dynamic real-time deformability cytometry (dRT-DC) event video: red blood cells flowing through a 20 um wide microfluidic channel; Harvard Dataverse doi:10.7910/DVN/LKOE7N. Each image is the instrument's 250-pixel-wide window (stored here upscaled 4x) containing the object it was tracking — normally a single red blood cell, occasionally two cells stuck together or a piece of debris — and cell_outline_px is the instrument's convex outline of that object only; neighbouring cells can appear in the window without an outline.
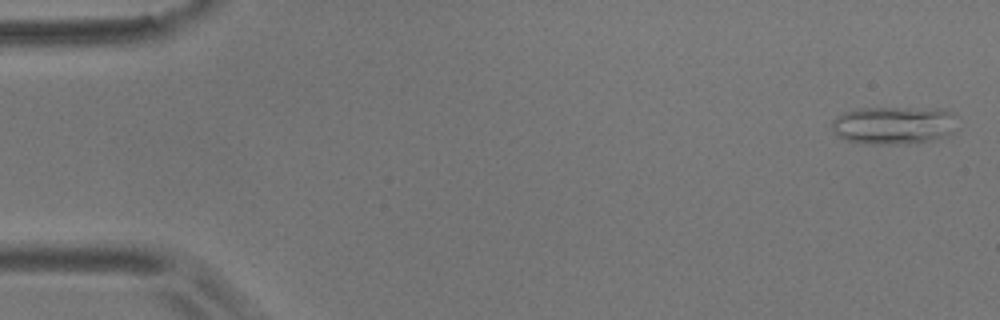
{"species": "common noctule bat (a hibernating species)", "species_latin": "Nyctalus noctula", "temperature_condition": "room temperature", "stored_images_in_passage": 55, "camera_frame_rate_fps": 3000, "um_per_image_px": 0.085, "animal": {"sex": "male", "body_mass_g": 17.9}, "frame": {"image": 1, "passage_image": 1, "time_ms": 0.0, "image_size_px": [1000, 320], "cell_outline_px": [[960, 128], [956, 132], [948, 136], [932, 140], [896, 144], [864, 144], [848, 140], [836, 136], [832, 128], [832, 120], [836, 116], [844, 112], [856, 108], [940, 108], [952, 112], [960, 116]], "centroid_in_image_um": [76.08, 10.63], "position_along_channel_um": 8.9, "area_um2": 28.67}}
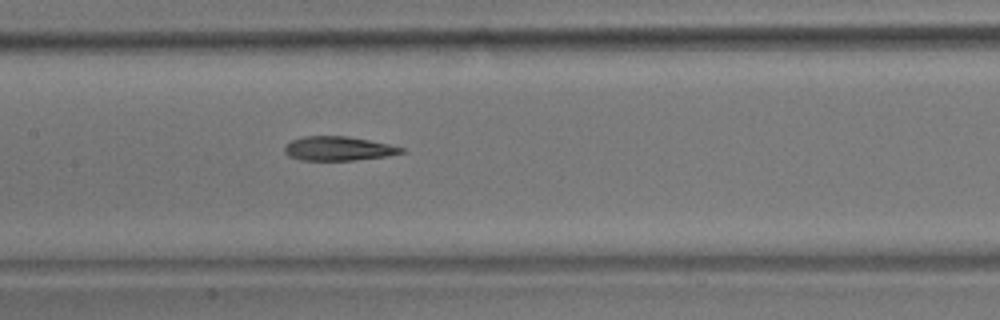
{"frame": {"image": 2, "passage_image": 26, "time_ms": 8.333, "image_size_px": [1000, 320], "cell_outline_px": [[408, 152], [388, 156], [356, 160], [300, 160], [288, 156], [284, 152], [284, 148], [292, 140], [304, 136], [348, 136], [388, 144], [404, 148]], "centroid_in_image_um": [28.79, 12.63], "position_along_channel_um": 178.6, "area_um2": 16.47}}
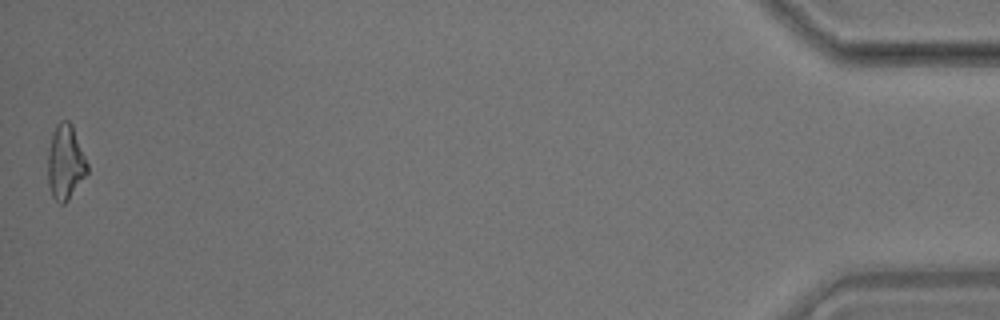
{"frame": {"image": 3, "passage_image": 55, "time_ms": 18.0, "image_size_px": [1000, 320], "cell_outline_px": [[88, 172], [68, 200], [64, 204], [60, 204], [52, 196], [48, 184], [48, 152], [52, 132], [56, 124], [60, 120], [68, 120], [72, 124], [88, 164]], "centroid_in_image_um": [5.55, 13.78], "position_along_channel_um": 429.6, "area_um2": 17.22}, "authors_computed_cell_mechanics": {"area_um2": 17.2822, "velocity_mm_per_s": 3.5661, "shape_relaxation_time_tau1_ms": 11.2386, "shape_relaxation_time_tau2_ms": 4.8315, "deformation_change_tau1": 0.2379, "deformation_change_tau2": 0.1615}}